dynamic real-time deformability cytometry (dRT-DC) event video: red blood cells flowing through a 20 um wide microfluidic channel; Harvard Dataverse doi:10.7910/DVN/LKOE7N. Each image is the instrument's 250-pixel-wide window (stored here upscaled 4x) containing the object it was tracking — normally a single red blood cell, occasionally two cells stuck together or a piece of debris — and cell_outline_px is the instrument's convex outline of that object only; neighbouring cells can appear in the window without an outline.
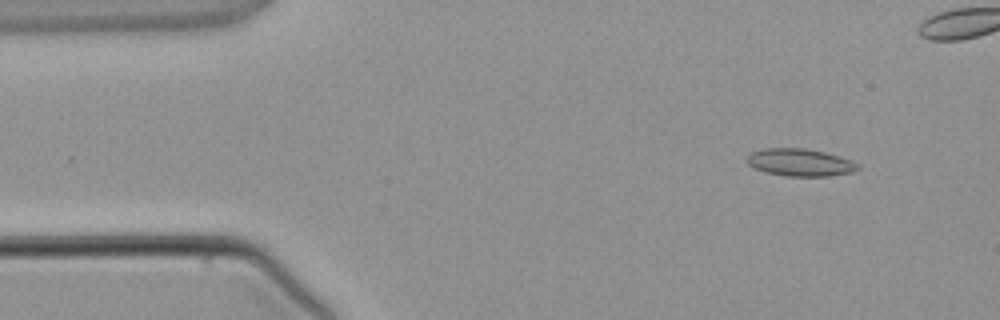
{"species": "common noctule bat (a hibernating species)", "species_latin": "Nyctalus noctula", "temperature_condition": "warm", "stored_images_in_passage": 4, "camera_frame_rate_fps": 3000, "um_per_image_px": 0.085, "animal": {"sex": "male", "body_mass_g": 21.5, "forearm_length_mm": 52.0}, "frame": {"image": 1, "passage_image": 1, "time_ms": 0.0, "image_size_px": [1000, 320], "cell_outline_px": [[860, 168], [852, 172], [828, 176], [784, 176], [764, 172], [748, 164], [748, 156], [752, 152], [764, 148], [804, 148], [824, 152], [840, 156], [852, 160], [860, 164]], "centroid_in_image_um": [68.04, 13.81], "position_along_channel_um": 17.0, "area_um2": 17.74}}